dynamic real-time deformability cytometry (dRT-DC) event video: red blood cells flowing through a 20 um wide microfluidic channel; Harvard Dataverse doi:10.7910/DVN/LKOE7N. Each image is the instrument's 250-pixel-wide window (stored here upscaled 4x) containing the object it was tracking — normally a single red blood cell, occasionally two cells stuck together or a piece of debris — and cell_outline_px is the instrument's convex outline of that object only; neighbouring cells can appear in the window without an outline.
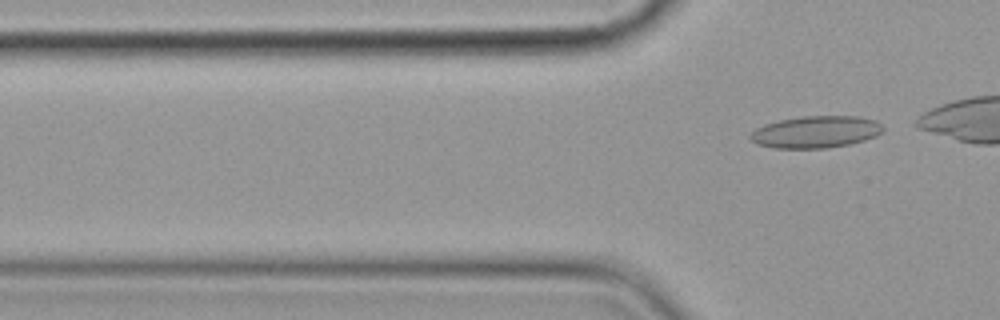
{"species": "common noctule bat (a hibernating species)", "species_latin": "Nyctalus noctula", "temperature_condition": "cold", "stored_images_in_passage": 7, "segment_of_instrument_passage": [2, 2], "camera_frame_rate_fps": 3000, "um_per_image_px": 0.085, "animal": {"sex": "female", "body_mass_g": 19.9}, "frame": {"image": 1, "passage_image": 7, "time_ms": 8.0, "image_size_px": [1000, 320], "cell_outline_px": [[884, 128], [876, 136], [864, 140], [848, 144], [824, 148], [772, 148], [756, 144], [748, 136], [756, 128], [764, 124], [780, 120], [800, 116], [860, 116], [876, 120]], "centroid_in_image_um": [69.32, 11.21], "position_along_channel_um": 56.5, "area_um2": 24.74}}